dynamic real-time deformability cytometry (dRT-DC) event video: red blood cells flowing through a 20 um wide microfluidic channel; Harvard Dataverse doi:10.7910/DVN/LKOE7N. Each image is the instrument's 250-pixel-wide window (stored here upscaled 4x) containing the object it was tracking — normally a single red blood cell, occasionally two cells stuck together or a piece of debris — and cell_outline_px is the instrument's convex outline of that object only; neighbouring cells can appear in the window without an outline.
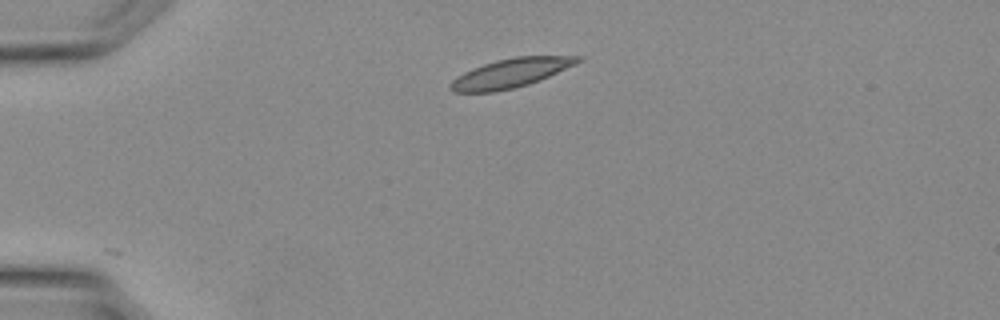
{"species": "Egyptian fruit bat (a non-hibernating species)", "species_latin": "Rousettus aegyptiacus", "temperature_condition": "warm", "stored_images_in_passage": 17, "camera_frame_rate_fps": 3000, "um_per_image_px": 0.085, "animal": {"sex": "female"}, "frame": {"image": 1, "passage_image": 1, "time_ms": 0.0, "image_size_px": [1000, 320], "cell_outline_px": [[584, 60], [576, 64], [548, 76], [528, 84], [496, 92], [452, 92], [448, 88], [448, 84], [456, 76], [472, 68], [496, 60], [516, 56], [584, 56]], "centroid_in_image_um": [43.38, 6.21], "position_along_channel_um": 41.6, "area_um2": 21.56}}
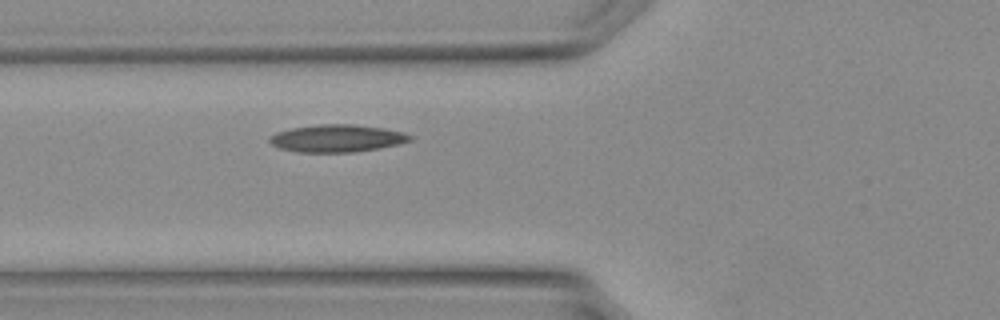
{"frame": {"image": 2, "passage_image": 6, "time_ms": 1.667, "image_size_px": [1000, 320], "cell_outline_px": [[412, 140], [396, 144], [376, 148], [352, 152], [296, 152], [280, 148], [272, 144], [268, 140], [268, 136], [276, 132], [292, 128], [320, 124], [352, 124], [384, 128], [400, 132], [412, 136]], "centroid_in_image_um": [28.57, 11.75], "position_along_channel_um": 97.2, "area_um2": 22.2}}
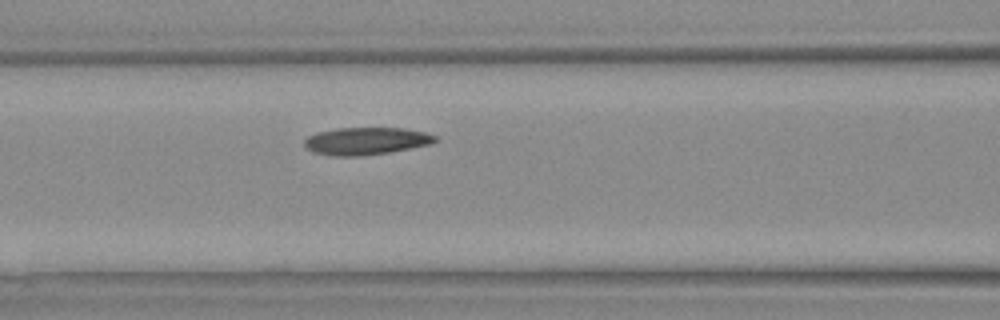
{"frame": {"image": 3, "passage_image": 8, "time_ms": 2.333, "image_size_px": [1000, 320], "cell_outline_px": [[440, 140], [432, 144], [388, 152], [356, 156], [332, 156], [312, 152], [304, 144], [304, 140], [308, 136], [316, 132], [336, 128], [404, 128], [424, 132], [436, 136]], "centroid_in_image_um": [31.12, 11.98], "position_along_channel_um": 135.5, "area_um2": 20.92}}